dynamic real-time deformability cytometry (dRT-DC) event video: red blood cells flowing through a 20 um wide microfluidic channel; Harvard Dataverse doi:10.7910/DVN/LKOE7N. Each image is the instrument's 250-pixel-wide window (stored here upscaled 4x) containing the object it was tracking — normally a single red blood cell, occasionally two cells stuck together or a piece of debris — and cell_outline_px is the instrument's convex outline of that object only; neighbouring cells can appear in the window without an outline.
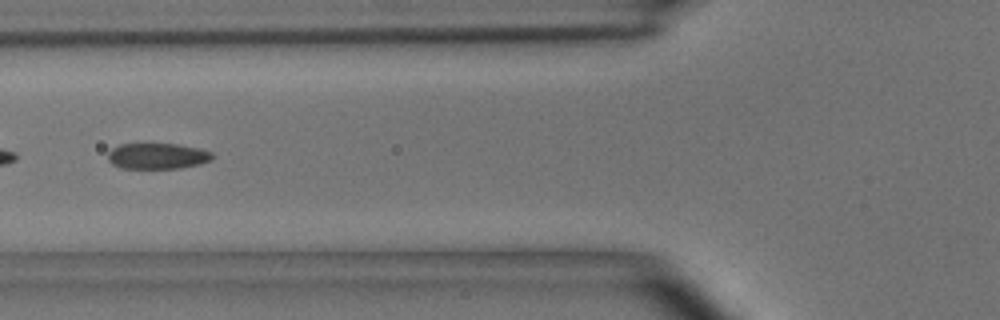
{"species": "common noctule bat (a hibernating species)", "species_latin": "Nyctalus noctula", "temperature_condition": "room temperature", "stored_images_in_passage": 29, "segment_of_instrument_passage": [2, 2], "camera_frame_rate_fps": 3000, "um_per_image_px": 0.085, "animal": {"sex": "male", "body_mass_g": 15.6}, "frame": {"image": 1, "passage_image": 21, "time_ms": 6.667, "image_size_px": [1000, 320], "cell_outline_px": [[212, 160], [200, 164], [180, 168], [120, 168], [112, 164], [108, 160], [108, 152], [112, 148], [120, 144], [144, 140], [176, 144], [200, 148], [212, 152]], "centroid_in_image_um": [13.33, 13.21], "position_along_channel_um": 112.5, "area_um2": 16.59}}